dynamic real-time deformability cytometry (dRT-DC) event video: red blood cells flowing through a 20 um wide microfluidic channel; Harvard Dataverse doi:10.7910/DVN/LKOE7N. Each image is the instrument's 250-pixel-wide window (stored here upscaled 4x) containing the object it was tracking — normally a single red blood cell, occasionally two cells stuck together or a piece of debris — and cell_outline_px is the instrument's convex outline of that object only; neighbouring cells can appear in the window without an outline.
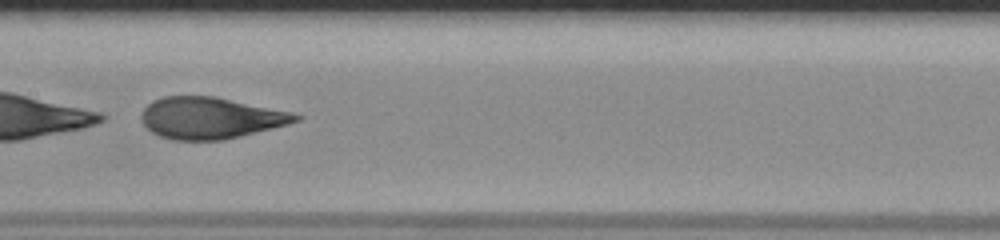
{"species": "human", "species_latin": "Homo sapiens", "temperature_condition": "room temperature", "stored_images_in_passage": 52, "segment_of_instrument_passage": [2, 2], "camera_frame_rate_fps": 3000, "um_per_image_px": 0.085, "donor": {"sex": "male"}, "frame": {"image": 1, "passage_image": 28, "time_ms": 9.0, "image_size_px": [1000, 240], "cell_outline_px": [[304, 116], [300, 120], [288, 124], [224, 140], [172, 140], [160, 136], [152, 132], [140, 120], [140, 116], [144, 108], [148, 104], [164, 96], [212, 96], [292, 112]], "centroid_in_image_um": [17.88, 10.03], "position_along_channel_um": 189.5, "area_um2": 37.11}}